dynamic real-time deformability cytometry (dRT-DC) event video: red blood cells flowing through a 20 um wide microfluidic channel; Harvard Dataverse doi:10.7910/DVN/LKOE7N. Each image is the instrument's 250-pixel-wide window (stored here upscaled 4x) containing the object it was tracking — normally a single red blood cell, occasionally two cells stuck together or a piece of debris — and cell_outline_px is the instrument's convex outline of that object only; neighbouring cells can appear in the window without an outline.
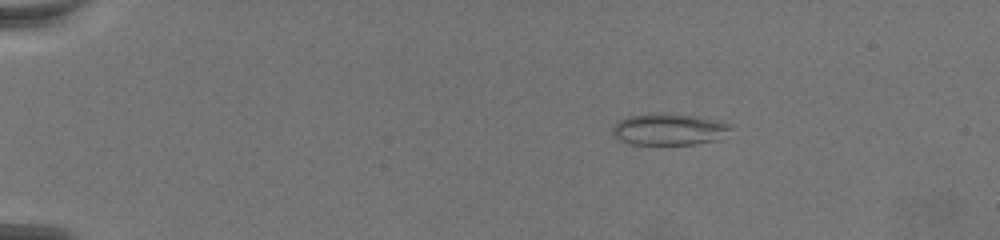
{"species": "common noctule bat (a hibernating species)", "species_latin": "Nyctalus noctula", "temperature_condition": "warm", "stored_images_in_passage": 59, "camera_frame_rate_fps": 3000, "um_per_image_px": 0.085, "animal": {"sex": "female", "body_mass_g": 19.5, "forearm_length_mm": 54.1}, "frame": {"image": 1, "passage_image": 1, "time_ms": 0.0, "image_size_px": [1000, 240], "cell_outline_px": [[732, 128], [720, 140], [692, 144], [632, 144], [620, 140], [612, 132], [612, 128], [620, 120], [628, 116], [660, 112], [664, 112], [692, 116], [716, 120], [728, 124]], "centroid_in_image_um": [56.87, 10.99], "position_along_channel_um": 28.1, "area_um2": 21.62}}
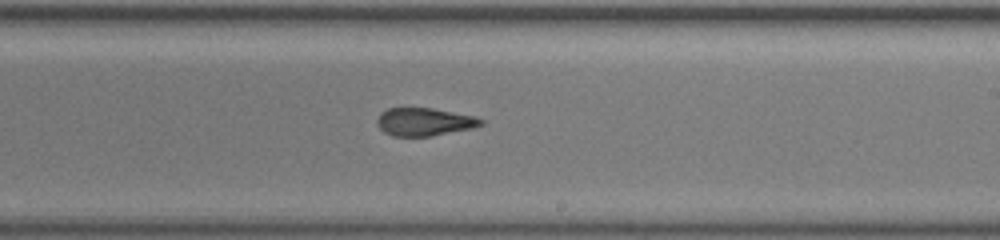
{"frame": {"image": 2, "passage_image": 33, "time_ms": 10.667, "image_size_px": [1000, 240], "cell_outline_px": [[484, 124], [472, 128], [432, 136], [392, 136], [384, 132], [376, 124], [376, 120], [380, 112], [388, 108], [432, 108], [476, 116], [484, 120]], "centroid_in_image_um": [36.06, 10.35], "position_along_channel_um": 252.9, "area_um2": 17.05}}
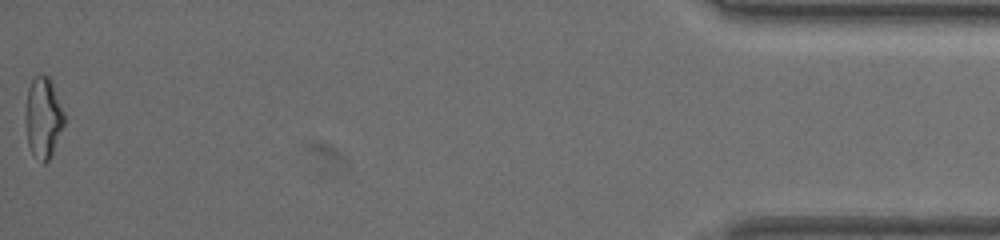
{"frame": {"image": 3, "passage_image": 59, "time_ms": 19.333, "image_size_px": [1000, 240], "cell_outline_px": [[64, 124], [52, 152], [48, 160], [44, 164], [32, 152], [28, 144], [24, 116], [28, 88], [32, 80], [36, 76], [48, 76], [52, 84], [64, 112]], "centroid_in_image_um": [3.65, 10.0], "position_along_channel_um": 431.6, "area_um2": 17.86}}